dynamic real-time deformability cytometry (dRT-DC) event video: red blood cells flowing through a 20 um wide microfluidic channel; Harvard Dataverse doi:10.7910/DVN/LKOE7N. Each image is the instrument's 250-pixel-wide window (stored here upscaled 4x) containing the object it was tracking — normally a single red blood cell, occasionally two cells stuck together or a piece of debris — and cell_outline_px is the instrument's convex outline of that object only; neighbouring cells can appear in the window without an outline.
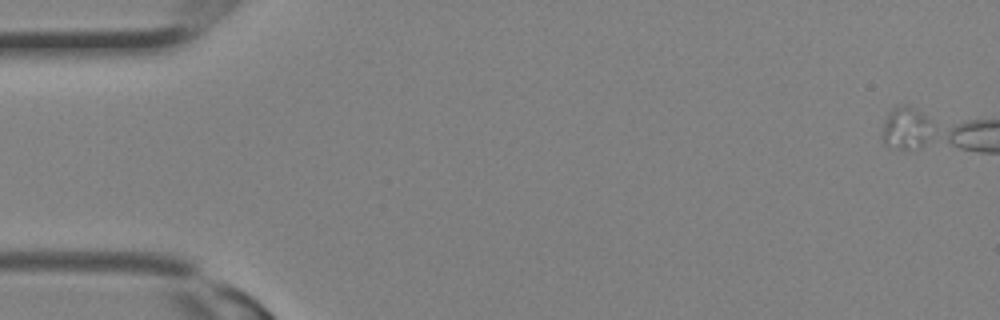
{"species": "Egyptian fruit bat (a non-hibernating species)", "species_latin": "Rousettus aegyptiacus", "temperature_condition": "room temperature", "stored_images_in_passage": 4, "camera_frame_rate_fps": 3000, "um_per_image_px": 0.085, "animal": {"sex": "female"}, "frame": {"image": 1, "passage_image": 1, "time_ms": 0.0, "image_size_px": [1000, 320], "cell_outline_px": [[928, 120], [924, 144], [920, 148], [896, 148], [884, 144], [880, 140], [884, 120], [888, 112], [896, 104], [904, 104], [916, 108]], "centroid_in_image_um": [76.86, 10.85], "position_along_channel_um": 8.1, "area_um2": 12.02}}